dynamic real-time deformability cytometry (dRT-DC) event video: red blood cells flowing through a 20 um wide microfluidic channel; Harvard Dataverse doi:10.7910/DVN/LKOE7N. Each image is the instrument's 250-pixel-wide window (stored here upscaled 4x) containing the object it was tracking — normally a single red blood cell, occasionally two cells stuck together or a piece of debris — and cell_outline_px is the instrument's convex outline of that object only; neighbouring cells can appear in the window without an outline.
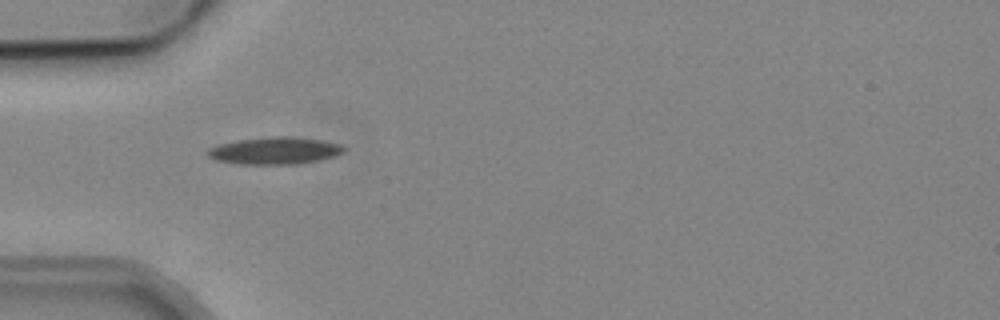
{"species": "common noctule bat (a hibernating species)", "species_latin": "Nyctalus noctula", "temperature_condition": "cold", "stored_images_in_passage": 8, "camera_frame_rate_fps": 3000, "um_per_image_px": 0.085, "animal": {"sex": "male", "body_mass_g": 19.2, "forearm_length_mm": 51.8}, "frame": {"image": 1, "passage_image": 5, "time_ms": 5.333, "image_size_px": [1000, 320], "cell_outline_px": [[348, 148], [344, 152], [332, 156], [316, 160], [296, 164], [244, 164], [216, 160], [208, 156], [208, 148], [216, 144], [236, 140], [272, 136], [292, 136], [324, 140], [340, 144]], "centroid_in_image_um": [23.36, 12.79], "position_along_channel_um": 61.6, "area_um2": 21.62}}
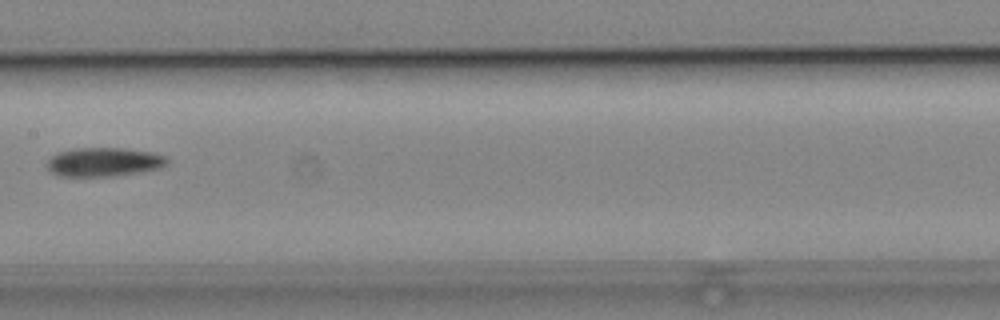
{"frame": {"image": 2, "passage_image": 8, "time_ms": 9.0, "image_size_px": [1000, 320], "cell_outline_px": [[168, 160], [160, 168], [112, 176], [60, 176], [52, 172], [48, 168], [48, 160], [56, 152], [76, 148], [124, 148], [148, 152], [164, 156]], "centroid_in_image_um": [8.77, 13.76], "position_along_channel_um": 198.6, "area_um2": 19.83}}